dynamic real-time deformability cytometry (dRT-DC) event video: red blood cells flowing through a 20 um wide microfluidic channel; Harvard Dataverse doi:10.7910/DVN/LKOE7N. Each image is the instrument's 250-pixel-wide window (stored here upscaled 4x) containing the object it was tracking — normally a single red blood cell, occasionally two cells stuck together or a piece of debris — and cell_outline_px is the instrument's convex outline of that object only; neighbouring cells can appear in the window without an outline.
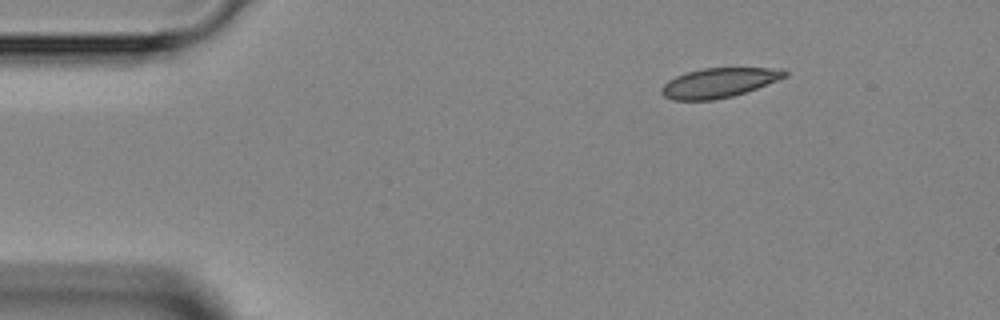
{"species": "Egyptian fruit bat (a non-hibernating species)", "species_latin": "Rousettus aegyptiacus", "temperature_condition": "room temperature", "stored_images_in_passage": 5, "segment_of_instrument_passage": [2, 2], "camera_frame_rate_fps": 3000, "um_per_image_px": 0.085, "animal": {"sex": "female"}, "frame": {"image": 1, "passage_image": 5, "time_ms": 4.667, "image_size_px": [1000, 320], "cell_outline_px": [[788, 76], [756, 88], [732, 96], [712, 100], [672, 100], [664, 96], [660, 92], [660, 88], [668, 80], [684, 72], [704, 68], [780, 68], [788, 72]], "centroid_in_image_um": [61.07, 7.03], "position_along_channel_um": 23.9, "area_um2": 21.21}}